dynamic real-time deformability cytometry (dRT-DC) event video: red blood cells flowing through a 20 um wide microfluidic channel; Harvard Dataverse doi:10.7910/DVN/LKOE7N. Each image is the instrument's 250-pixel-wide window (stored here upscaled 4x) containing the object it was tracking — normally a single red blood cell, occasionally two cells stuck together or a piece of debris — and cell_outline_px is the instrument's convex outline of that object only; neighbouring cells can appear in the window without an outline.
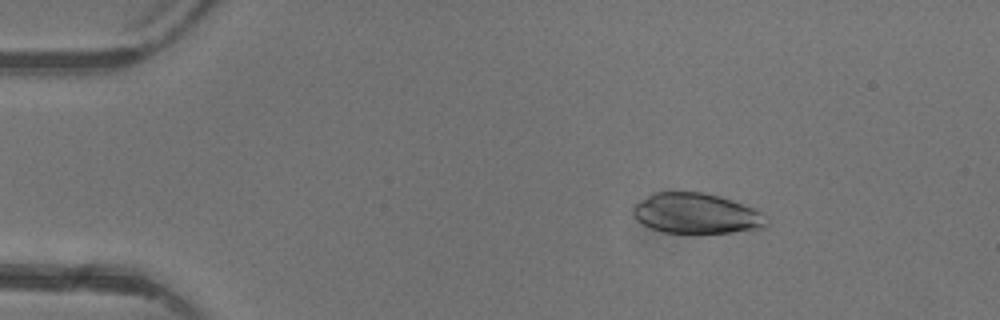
{"species": "common noctule bat (a hibernating species)", "species_latin": "Nyctalus noctula", "temperature_condition": "warm", "stored_images_in_passage": 4, "camera_frame_rate_fps": 3000, "um_per_image_px": 0.085, "animal": {"sex": "female"}, "frame": {"image": 1, "passage_image": 1, "time_ms": 0.0, "image_size_px": [1000, 320], "cell_outline_px": [[768, 224], [764, 228], [732, 232], [664, 232], [652, 228], [636, 220], [632, 216], [632, 208], [640, 200], [652, 192], [704, 192], [720, 196], [756, 208], [768, 220]], "centroid_in_image_um": [59.19, 18.13], "position_along_channel_um": 25.8, "area_um2": 31.39}}
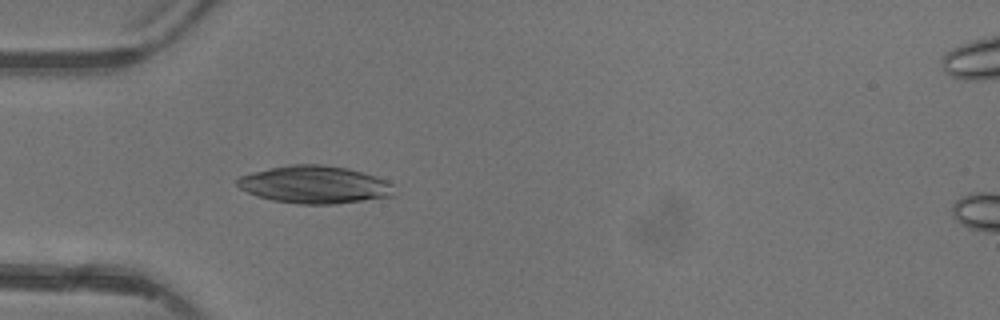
{"frame": {"image": 2, "passage_image": 3, "time_ms": 2.333, "image_size_px": [1000, 320], "cell_outline_px": [[392, 196], [336, 204], [300, 204], [272, 200], [248, 192], [240, 188], [236, 184], [236, 180], [240, 176], [252, 172], [288, 164], [324, 164], [348, 168], [376, 176], [388, 180], [392, 184]], "centroid_in_image_um": [26.74, 15.68], "position_along_channel_um": 58.3, "area_um2": 34.33}}